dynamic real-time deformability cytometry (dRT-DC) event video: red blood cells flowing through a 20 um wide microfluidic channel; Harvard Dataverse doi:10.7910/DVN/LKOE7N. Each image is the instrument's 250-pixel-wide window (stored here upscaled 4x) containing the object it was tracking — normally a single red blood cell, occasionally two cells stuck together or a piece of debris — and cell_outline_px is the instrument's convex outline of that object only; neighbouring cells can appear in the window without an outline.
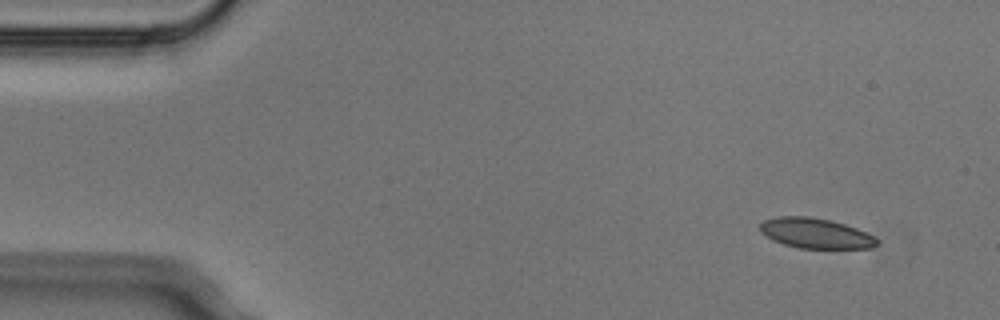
{"species": "Egyptian fruit bat (a non-hibernating species)", "species_latin": "Rousettus aegyptiacus", "temperature_condition": "cold", "stored_images_in_passage": 5, "camera_frame_rate_fps": 3000, "um_per_image_px": 0.085, "animal": {"sex": "male"}, "frame": {"image": 1, "passage_image": 2, "time_ms": 0.333, "image_size_px": [1000, 320], "cell_outline_px": [[880, 244], [872, 248], [800, 248], [784, 244], [772, 240], [760, 232], [760, 224], [764, 220], [780, 216], [808, 216], [832, 220], [856, 228], [880, 240]], "centroid_in_image_um": [69.33, 19.83], "position_along_channel_um": 15.7, "area_um2": 20.58}}
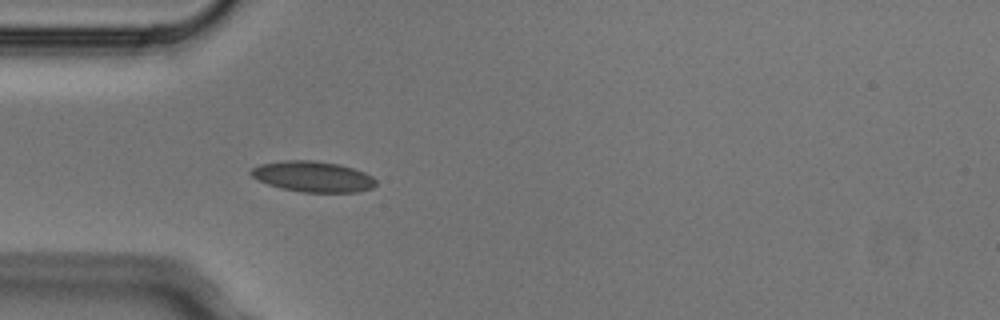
{"frame": {"image": 2, "passage_image": 5, "time_ms": 1.333, "image_size_px": [1000, 320], "cell_outline_px": [[376, 184], [372, 188], [356, 192], [300, 192], [268, 184], [252, 176], [248, 172], [252, 168], [260, 164], [284, 160], [312, 160], [336, 164], [352, 168], [364, 172], [372, 176], [376, 180]], "centroid_in_image_um": [26.59, 15.01], "position_along_channel_um": 58.4, "area_um2": 22.14}}